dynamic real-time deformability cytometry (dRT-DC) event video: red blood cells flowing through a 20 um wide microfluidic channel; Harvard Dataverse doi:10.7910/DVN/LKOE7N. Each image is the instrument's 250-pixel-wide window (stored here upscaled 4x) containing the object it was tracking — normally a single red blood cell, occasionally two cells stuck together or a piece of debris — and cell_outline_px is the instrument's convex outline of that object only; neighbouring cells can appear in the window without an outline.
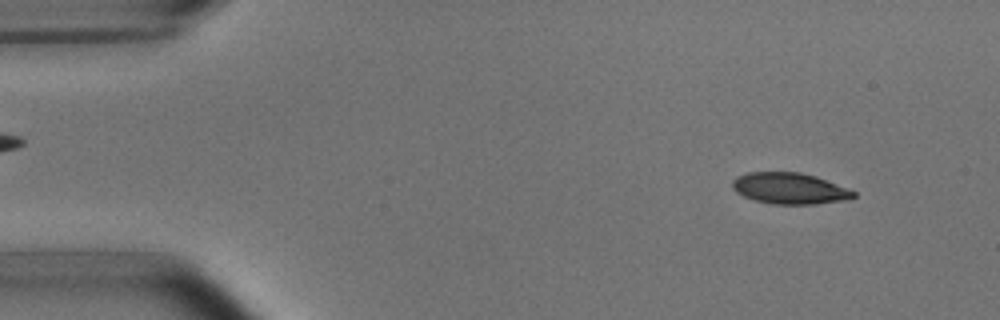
{"species": "common noctule bat (a hibernating species)", "species_latin": "Nyctalus noctula", "temperature_condition": "room temperature", "stored_images_in_passage": 4, "camera_frame_rate_fps": 3000, "um_per_image_px": 0.085, "animal": {"sex": "male", "body_mass_g": 15.6}, "frame": {"image": 1, "passage_image": 2, "time_ms": 1.0, "image_size_px": [1000, 320], "cell_outline_px": [[856, 196], [840, 200], [812, 204], [772, 204], [756, 200], [744, 196], [736, 192], [732, 188], [732, 180], [736, 176], [748, 172], [800, 172], [816, 176], [848, 188], [856, 192]], "centroid_in_image_um": [67.08, 16.0], "position_along_channel_um": 17.9, "area_um2": 21.91}}